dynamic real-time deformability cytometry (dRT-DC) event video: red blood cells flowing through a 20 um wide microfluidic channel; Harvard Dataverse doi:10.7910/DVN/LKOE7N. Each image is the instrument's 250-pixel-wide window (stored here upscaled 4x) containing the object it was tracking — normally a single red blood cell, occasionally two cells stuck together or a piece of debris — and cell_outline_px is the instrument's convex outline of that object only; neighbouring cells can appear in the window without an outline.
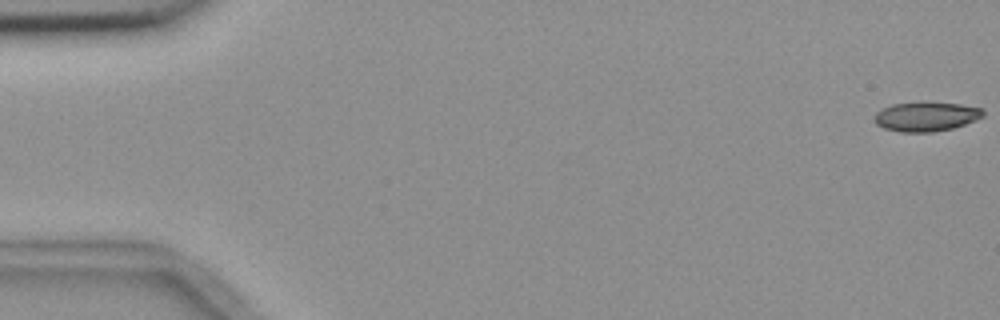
{"species": "common noctule bat (a hibernating species)", "species_latin": "Nyctalus noctula", "temperature_condition": "room temperature", "stored_images_in_passage": 3, "camera_frame_rate_fps": 3000, "um_per_image_px": 0.085, "animal": {"sex": "female", "body_mass_g": 18.4}, "frame": {"image": 1, "passage_image": 1, "time_ms": 0.0, "image_size_px": [1000, 320], "cell_outline_px": [[984, 116], [976, 120], [952, 128], [932, 132], [900, 132], [884, 128], [876, 124], [872, 120], [876, 112], [892, 104], [924, 100], [960, 104], [984, 108]], "centroid_in_image_um": [78.71, 9.88], "position_along_channel_um": 6.3, "area_um2": 19.13}}